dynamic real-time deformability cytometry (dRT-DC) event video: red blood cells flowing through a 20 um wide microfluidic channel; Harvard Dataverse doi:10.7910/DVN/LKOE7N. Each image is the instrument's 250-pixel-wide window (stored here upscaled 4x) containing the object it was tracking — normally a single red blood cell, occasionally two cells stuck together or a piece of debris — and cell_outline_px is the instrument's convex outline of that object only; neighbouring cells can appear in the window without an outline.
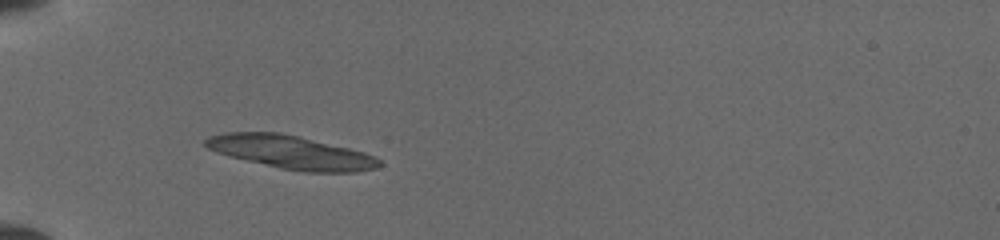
{"species": "common noctule bat (a hibernating species)", "species_latin": "Nyctalus noctula", "temperature_condition": "cold", "stored_images_in_passage": 7, "camera_frame_rate_fps": 3000, "um_per_image_px": 0.085, "animal": {"sex": "female", "body_mass_g": 19.5, "forearm_length_mm": 54.1}, "frame": {"image": 1, "passage_image": 4, "time_ms": 1.0, "image_size_px": [1000, 240], "cell_outline_px": [[384, 164], [376, 168], [356, 172], [304, 172], [280, 168], [228, 156], [216, 152], [208, 148], [204, 144], [204, 140], [208, 136], [224, 132], [280, 132], [300, 136], [364, 152], [380, 160]], "centroid_in_image_um": [24.72, 12.94], "position_along_channel_um": 60.3, "area_um2": 33.81}}